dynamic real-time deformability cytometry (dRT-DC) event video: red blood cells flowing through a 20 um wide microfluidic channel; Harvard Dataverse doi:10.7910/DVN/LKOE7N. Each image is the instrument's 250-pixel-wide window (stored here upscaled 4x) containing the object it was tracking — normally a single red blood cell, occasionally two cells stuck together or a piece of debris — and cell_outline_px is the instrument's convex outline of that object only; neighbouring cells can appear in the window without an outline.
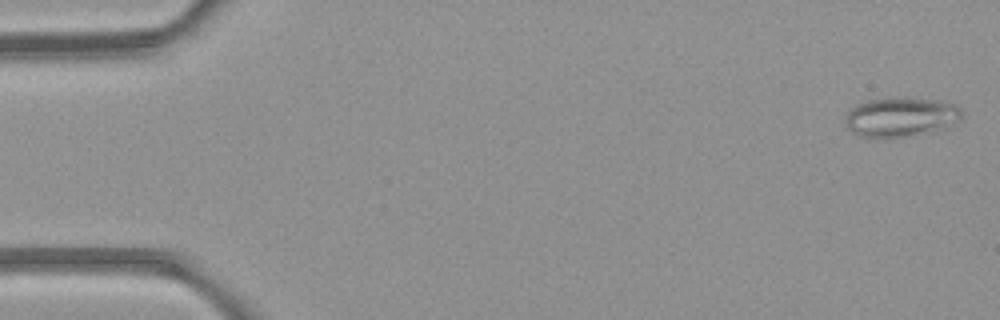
{"species": "common noctule bat (a hibernating species)", "species_latin": "Nyctalus noctula", "temperature_condition": "room temperature", "stored_images_in_passage": 5, "camera_frame_rate_fps": 3000, "um_per_image_px": 0.085, "animal": {"sex": "female", "body_mass_g": 21.9}, "frame": {"image": 1, "passage_image": 5, "time_ms": 4.667, "image_size_px": [1000, 320], "cell_outline_px": [[960, 120], [916, 132], [900, 136], [860, 136], [852, 132], [844, 124], [848, 112], [852, 108], [868, 100], [896, 96], [900, 96], [932, 100], [956, 104], [960, 108]], "centroid_in_image_um": [76.46, 9.87], "position_along_channel_um": 8.5, "area_um2": 25.37}}